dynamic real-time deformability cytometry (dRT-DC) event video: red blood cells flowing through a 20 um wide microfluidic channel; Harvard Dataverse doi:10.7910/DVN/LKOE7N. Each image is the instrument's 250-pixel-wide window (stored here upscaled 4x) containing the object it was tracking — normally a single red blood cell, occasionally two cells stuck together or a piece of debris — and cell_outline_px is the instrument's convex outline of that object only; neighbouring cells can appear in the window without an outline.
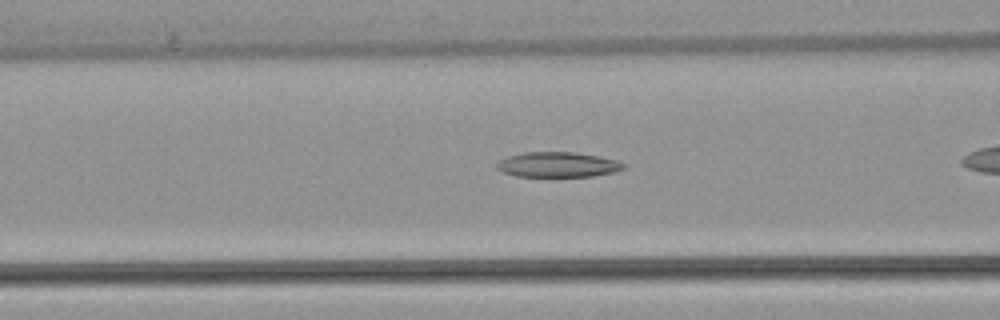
{"species": "common noctule bat (a hibernating species)", "species_latin": "Nyctalus noctula", "temperature_condition": "warm", "stored_images_in_passage": 34, "camera_frame_rate_fps": 3000, "um_per_image_px": 0.085, "animal": {"sex": "female", "body_mass_g": 22.7, "forearm_length_mm": 54.2}, "frame": {"image": 1, "passage_image": 13, "time_ms": 4.0, "image_size_px": [1000, 320], "cell_outline_px": [[628, 168], [612, 172], [592, 176], [516, 176], [504, 172], [496, 168], [496, 164], [500, 160], [508, 156], [524, 152], [572, 152], [600, 156], [616, 160], [628, 164]], "centroid_in_image_um": [47.45, 13.99], "position_along_channel_um": 119.1, "area_um2": 18.55}}
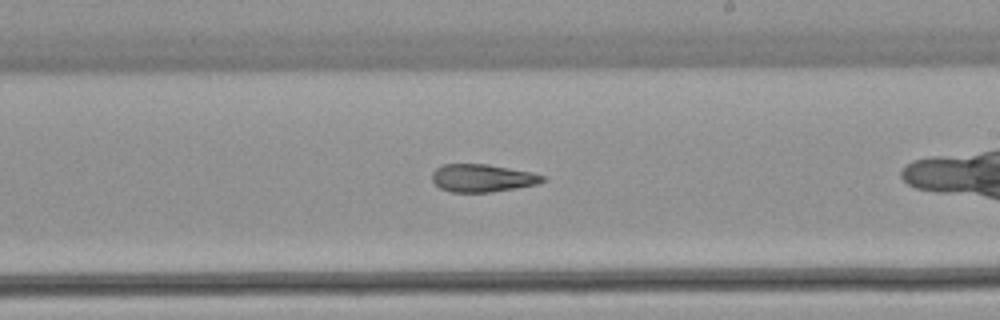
{"frame": {"image": 2, "passage_image": 23, "time_ms": 7.333, "image_size_px": [1000, 320], "cell_outline_px": [[544, 180], [536, 184], [516, 188], [492, 192], [452, 192], [440, 188], [432, 180], [432, 172], [436, 168], [444, 164], [488, 164], [532, 172], [544, 176]], "centroid_in_image_um": [40.98, 15.13], "position_along_channel_um": 248.0, "area_um2": 17.8}}
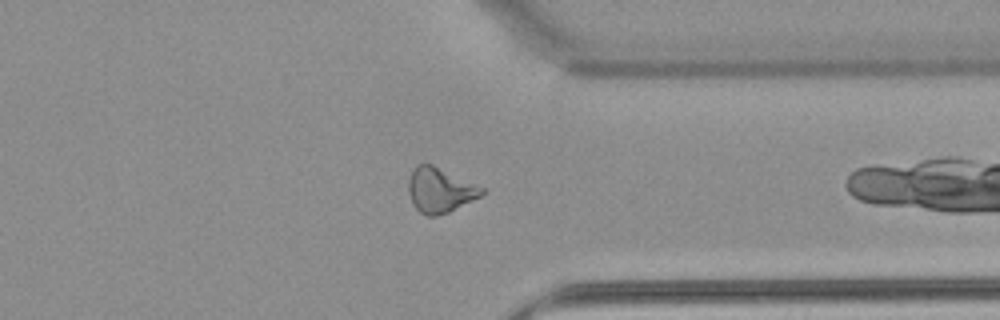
{"frame": {"image": 3, "passage_image": 33, "time_ms": 10.667, "image_size_px": [1000, 320], "cell_outline_px": [[484, 192], [480, 196], [448, 212], [436, 216], [428, 216], [420, 212], [412, 204], [408, 192], [408, 180], [416, 164], [432, 164], [484, 188]], "centroid_in_image_um": [37.35, 16.16], "position_along_channel_um": 374.0, "area_um2": 18.9}}